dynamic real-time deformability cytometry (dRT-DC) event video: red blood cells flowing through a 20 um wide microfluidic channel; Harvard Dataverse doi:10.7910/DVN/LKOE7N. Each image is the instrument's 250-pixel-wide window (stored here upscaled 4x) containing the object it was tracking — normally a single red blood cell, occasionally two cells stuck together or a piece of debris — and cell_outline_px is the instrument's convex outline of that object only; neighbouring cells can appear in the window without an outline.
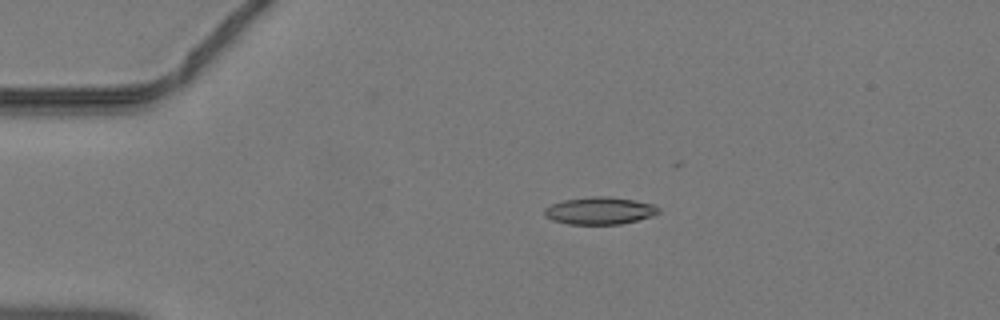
{"species": "common noctule bat (a hibernating species)", "species_latin": "Nyctalus noctula", "temperature_condition": "warm", "stored_images_in_passage": 10, "camera_frame_rate_fps": 3000, "um_per_image_px": 0.085, "animal": {"sex": "male", "body_mass_g": 19.2, "forearm_length_mm": 51.8}, "frame": {"image": 1, "passage_image": 1, "time_ms": 0.0, "image_size_px": [1000, 320], "cell_outline_px": [[660, 212], [652, 216], [620, 224], [568, 224], [552, 220], [544, 216], [544, 208], [552, 204], [564, 200], [592, 196], [608, 196], [636, 200], [656, 204], [660, 208]], "centroid_in_image_um": [51.0, 17.9], "position_along_channel_um": 34.0, "area_um2": 18.32}}
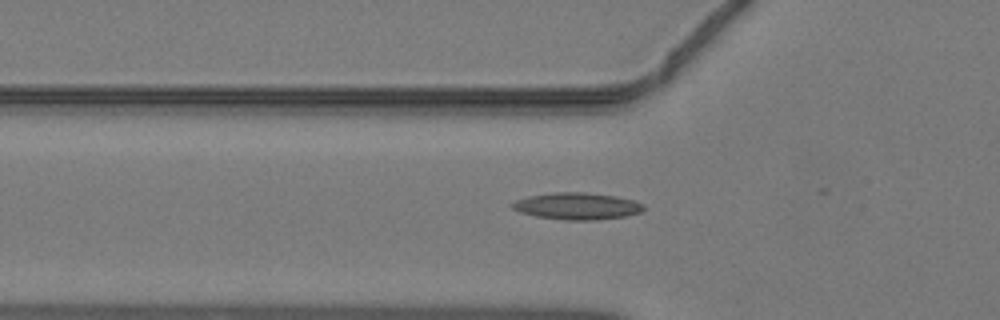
{"frame": {"image": 2, "passage_image": 7, "time_ms": 2.0, "image_size_px": [1000, 320], "cell_outline_px": [[644, 208], [640, 212], [624, 216], [596, 220], [564, 220], [536, 216], [520, 212], [512, 208], [512, 204], [516, 200], [528, 196], [552, 192], [584, 192], [616, 196], [632, 200], [644, 204]], "centroid_in_image_um": [49.04, 17.51], "position_along_channel_um": 76.8, "area_um2": 20.46}}
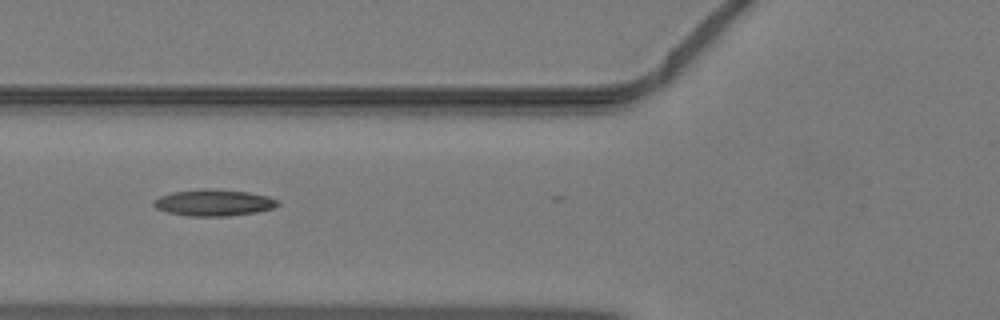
{"frame": {"image": 3, "passage_image": 9, "time_ms": 2.667, "image_size_px": [1000, 320], "cell_outline_px": [[280, 204], [272, 208], [256, 212], [228, 216], [188, 216], [168, 212], [156, 208], [152, 204], [152, 200], [160, 196], [172, 192], [200, 188], [212, 188], [248, 192], [268, 196], [280, 200]], "centroid_in_image_um": [18.16, 17.21], "position_along_channel_um": 107.6, "area_um2": 19.36}}